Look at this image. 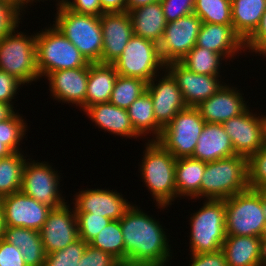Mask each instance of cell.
<instances>
[{
    "instance_id": "1",
    "label": "cell",
    "mask_w": 266,
    "mask_h": 266,
    "mask_svg": "<svg viewBox=\"0 0 266 266\" xmlns=\"http://www.w3.org/2000/svg\"><path fill=\"white\" fill-rule=\"evenodd\" d=\"M135 205L120 220L125 258L145 264L167 265L172 258V252L165 229L153 216L147 215Z\"/></svg>"
},
{
    "instance_id": "2",
    "label": "cell",
    "mask_w": 266,
    "mask_h": 266,
    "mask_svg": "<svg viewBox=\"0 0 266 266\" xmlns=\"http://www.w3.org/2000/svg\"><path fill=\"white\" fill-rule=\"evenodd\" d=\"M140 174L142 182L151 192L158 208H166L177 197L175 184L176 158L158 141H150L145 145Z\"/></svg>"
},
{
    "instance_id": "3",
    "label": "cell",
    "mask_w": 266,
    "mask_h": 266,
    "mask_svg": "<svg viewBox=\"0 0 266 266\" xmlns=\"http://www.w3.org/2000/svg\"><path fill=\"white\" fill-rule=\"evenodd\" d=\"M249 189L247 158L234 155L206 162L200 185V199H227Z\"/></svg>"
},
{
    "instance_id": "4",
    "label": "cell",
    "mask_w": 266,
    "mask_h": 266,
    "mask_svg": "<svg viewBox=\"0 0 266 266\" xmlns=\"http://www.w3.org/2000/svg\"><path fill=\"white\" fill-rule=\"evenodd\" d=\"M53 25L80 51L89 63H101L103 48L100 16L77 14L57 5Z\"/></svg>"
},
{
    "instance_id": "5",
    "label": "cell",
    "mask_w": 266,
    "mask_h": 266,
    "mask_svg": "<svg viewBox=\"0 0 266 266\" xmlns=\"http://www.w3.org/2000/svg\"><path fill=\"white\" fill-rule=\"evenodd\" d=\"M39 76L65 69L89 67V62L54 25L36 33Z\"/></svg>"
},
{
    "instance_id": "6",
    "label": "cell",
    "mask_w": 266,
    "mask_h": 266,
    "mask_svg": "<svg viewBox=\"0 0 266 266\" xmlns=\"http://www.w3.org/2000/svg\"><path fill=\"white\" fill-rule=\"evenodd\" d=\"M225 199H206L190 217L191 254L221 250L226 234Z\"/></svg>"
},
{
    "instance_id": "7",
    "label": "cell",
    "mask_w": 266,
    "mask_h": 266,
    "mask_svg": "<svg viewBox=\"0 0 266 266\" xmlns=\"http://www.w3.org/2000/svg\"><path fill=\"white\" fill-rule=\"evenodd\" d=\"M227 236L263 237L266 219L262 206V190L247 189L225 199Z\"/></svg>"
},
{
    "instance_id": "8",
    "label": "cell",
    "mask_w": 266,
    "mask_h": 266,
    "mask_svg": "<svg viewBox=\"0 0 266 266\" xmlns=\"http://www.w3.org/2000/svg\"><path fill=\"white\" fill-rule=\"evenodd\" d=\"M25 34L14 29L0 39V70L13 75L23 84H29L36 82L40 76L37 69L36 34Z\"/></svg>"
},
{
    "instance_id": "9",
    "label": "cell",
    "mask_w": 266,
    "mask_h": 266,
    "mask_svg": "<svg viewBox=\"0 0 266 266\" xmlns=\"http://www.w3.org/2000/svg\"><path fill=\"white\" fill-rule=\"evenodd\" d=\"M112 65L118 75L137 77L147 83L166 68L160 57L159 45L134 34Z\"/></svg>"
},
{
    "instance_id": "10",
    "label": "cell",
    "mask_w": 266,
    "mask_h": 266,
    "mask_svg": "<svg viewBox=\"0 0 266 266\" xmlns=\"http://www.w3.org/2000/svg\"><path fill=\"white\" fill-rule=\"evenodd\" d=\"M205 125L196 107H186L163 128L157 140L176 159L191 157Z\"/></svg>"
},
{
    "instance_id": "11",
    "label": "cell",
    "mask_w": 266,
    "mask_h": 266,
    "mask_svg": "<svg viewBox=\"0 0 266 266\" xmlns=\"http://www.w3.org/2000/svg\"><path fill=\"white\" fill-rule=\"evenodd\" d=\"M26 160L22 172L21 191L50 209H60L65 202L60 193V176L48 162Z\"/></svg>"
},
{
    "instance_id": "12",
    "label": "cell",
    "mask_w": 266,
    "mask_h": 266,
    "mask_svg": "<svg viewBox=\"0 0 266 266\" xmlns=\"http://www.w3.org/2000/svg\"><path fill=\"white\" fill-rule=\"evenodd\" d=\"M257 116L248 108L222 124L236 155L248 158L265 145L266 116Z\"/></svg>"
},
{
    "instance_id": "13",
    "label": "cell",
    "mask_w": 266,
    "mask_h": 266,
    "mask_svg": "<svg viewBox=\"0 0 266 266\" xmlns=\"http://www.w3.org/2000/svg\"><path fill=\"white\" fill-rule=\"evenodd\" d=\"M202 25V20L196 14L167 23L159 45L162 61H180L195 45Z\"/></svg>"
},
{
    "instance_id": "14",
    "label": "cell",
    "mask_w": 266,
    "mask_h": 266,
    "mask_svg": "<svg viewBox=\"0 0 266 266\" xmlns=\"http://www.w3.org/2000/svg\"><path fill=\"white\" fill-rule=\"evenodd\" d=\"M0 203L5 227H23L40 231L52 210L22 191L0 198Z\"/></svg>"
},
{
    "instance_id": "15",
    "label": "cell",
    "mask_w": 266,
    "mask_h": 266,
    "mask_svg": "<svg viewBox=\"0 0 266 266\" xmlns=\"http://www.w3.org/2000/svg\"><path fill=\"white\" fill-rule=\"evenodd\" d=\"M163 72V76L156 75L148 82L146 90L153 101L156 122L162 128L167 126L179 111L187 107L175 78L166 68Z\"/></svg>"
},
{
    "instance_id": "16",
    "label": "cell",
    "mask_w": 266,
    "mask_h": 266,
    "mask_svg": "<svg viewBox=\"0 0 266 266\" xmlns=\"http://www.w3.org/2000/svg\"><path fill=\"white\" fill-rule=\"evenodd\" d=\"M166 69L177 81L187 107H197L215 94L224 83H220L221 76L196 74L180 61L167 63Z\"/></svg>"
},
{
    "instance_id": "17",
    "label": "cell",
    "mask_w": 266,
    "mask_h": 266,
    "mask_svg": "<svg viewBox=\"0 0 266 266\" xmlns=\"http://www.w3.org/2000/svg\"><path fill=\"white\" fill-rule=\"evenodd\" d=\"M69 207L66 203L60 209H52L39 231L46 254L63 250L79 238L76 212Z\"/></svg>"
},
{
    "instance_id": "18",
    "label": "cell",
    "mask_w": 266,
    "mask_h": 266,
    "mask_svg": "<svg viewBox=\"0 0 266 266\" xmlns=\"http://www.w3.org/2000/svg\"><path fill=\"white\" fill-rule=\"evenodd\" d=\"M73 202L76 213H91L111 220H121L132 206L119 192L107 189L79 191Z\"/></svg>"
},
{
    "instance_id": "19",
    "label": "cell",
    "mask_w": 266,
    "mask_h": 266,
    "mask_svg": "<svg viewBox=\"0 0 266 266\" xmlns=\"http://www.w3.org/2000/svg\"><path fill=\"white\" fill-rule=\"evenodd\" d=\"M103 48L102 64H113L122 54L133 35L132 21L128 12H105L100 15Z\"/></svg>"
},
{
    "instance_id": "20",
    "label": "cell",
    "mask_w": 266,
    "mask_h": 266,
    "mask_svg": "<svg viewBox=\"0 0 266 266\" xmlns=\"http://www.w3.org/2000/svg\"><path fill=\"white\" fill-rule=\"evenodd\" d=\"M242 95L244 94H241L236 87L225 83L215 94L201 102L196 108L205 122L223 124L250 108Z\"/></svg>"
},
{
    "instance_id": "21",
    "label": "cell",
    "mask_w": 266,
    "mask_h": 266,
    "mask_svg": "<svg viewBox=\"0 0 266 266\" xmlns=\"http://www.w3.org/2000/svg\"><path fill=\"white\" fill-rule=\"evenodd\" d=\"M49 90L55 100L72 103L85 111L88 67L59 70L49 73Z\"/></svg>"
},
{
    "instance_id": "22",
    "label": "cell",
    "mask_w": 266,
    "mask_h": 266,
    "mask_svg": "<svg viewBox=\"0 0 266 266\" xmlns=\"http://www.w3.org/2000/svg\"><path fill=\"white\" fill-rule=\"evenodd\" d=\"M220 54L225 60L232 59L245 49L243 39L235 32L233 25L202 22L196 45Z\"/></svg>"
},
{
    "instance_id": "23",
    "label": "cell",
    "mask_w": 266,
    "mask_h": 266,
    "mask_svg": "<svg viewBox=\"0 0 266 266\" xmlns=\"http://www.w3.org/2000/svg\"><path fill=\"white\" fill-rule=\"evenodd\" d=\"M234 155L236 154L233 145L224 126L205 122L191 157L204 162H212Z\"/></svg>"
},
{
    "instance_id": "24",
    "label": "cell",
    "mask_w": 266,
    "mask_h": 266,
    "mask_svg": "<svg viewBox=\"0 0 266 266\" xmlns=\"http://www.w3.org/2000/svg\"><path fill=\"white\" fill-rule=\"evenodd\" d=\"M84 112L96 126L111 134L136 139L140 137L135 132L126 109L106 102L92 105Z\"/></svg>"
},
{
    "instance_id": "25",
    "label": "cell",
    "mask_w": 266,
    "mask_h": 266,
    "mask_svg": "<svg viewBox=\"0 0 266 266\" xmlns=\"http://www.w3.org/2000/svg\"><path fill=\"white\" fill-rule=\"evenodd\" d=\"M221 250L228 266H264L261 237L227 236Z\"/></svg>"
},
{
    "instance_id": "26",
    "label": "cell",
    "mask_w": 266,
    "mask_h": 266,
    "mask_svg": "<svg viewBox=\"0 0 266 266\" xmlns=\"http://www.w3.org/2000/svg\"><path fill=\"white\" fill-rule=\"evenodd\" d=\"M133 34L159 44L162 40L167 21L161 2H154L128 12Z\"/></svg>"
},
{
    "instance_id": "27",
    "label": "cell",
    "mask_w": 266,
    "mask_h": 266,
    "mask_svg": "<svg viewBox=\"0 0 266 266\" xmlns=\"http://www.w3.org/2000/svg\"><path fill=\"white\" fill-rule=\"evenodd\" d=\"M3 240L19 248L27 266H43L46 252L39 231L23 227H5Z\"/></svg>"
},
{
    "instance_id": "28",
    "label": "cell",
    "mask_w": 266,
    "mask_h": 266,
    "mask_svg": "<svg viewBox=\"0 0 266 266\" xmlns=\"http://www.w3.org/2000/svg\"><path fill=\"white\" fill-rule=\"evenodd\" d=\"M117 76L112 64H89L85 110L92 105L110 101Z\"/></svg>"
},
{
    "instance_id": "29",
    "label": "cell",
    "mask_w": 266,
    "mask_h": 266,
    "mask_svg": "<svg viewBox=\"0 0 266 266\" xmlns=\"http://www.w3.org/2000/svg\"><path fill=\"white\" fill-rule=\"evenodd\" d=\"M206 168V162L192 157L176 159L175 184L177 197L200 198V185Z\"/></svg>"
},
{
    "instance_id": "30",
    "label": "cell",
    "mask_w": 266,
    "mask_h": 266,
    "mask_svg": "<svg viewBox=\"0 0 266 266\" xmlns=\"http://www.w3.org/2000/svg\"><path fill=\"white\" fill-rule=\"evenodd\" d=\"M266 10V0H231L232 25L245 41L257 28Z\"/></svg>"
},
{
    "instance_id": "31",
    "label": "cell",
    "mask_w": 266,
    "mask_h": 266,
    "mask_svg": "<svg viewBox=\"0 0 266 266\" xmlns=\"http://www.w3.org/2000/svg\"><path fill=\"white\" fill-rule=\"evenodd\" d=\"M130 122L135 132L143 137L152 134L150 141H157L163 128L156 122L153 110V101L146 91L139 96L127 109ZM143 135V136H142Z\"/></svg>"
},
{
    "instance_id": "32",
    "label": "cell",
    "mask_w": 266,
    "mask_h": 266,
    "mask_svg": "<svg viewBox=\"0 0 266 266\" xmlns=\"http://www.w3.org/2000/svg\"><path fill=\"white\" fill-rule=\"evenodd\" d=\"M23 152L0 158V198L21 191L22 172L26 162Z\"/></svg>"
},
{
    "instance_id": "33",
    "label": "cell",
    "mask_w": 266,
    "mask_h": 266,
    "mask_svg": "<svg viewBox=\"0 0 266 266\" xmlns=\"http://www.w3.org/2000/svg\"><path fill=\"white\" fill-rule=\"evenodd\" d=\"M224 58L209 49L194 46L180 62L196 74L220 76V65Z\"/></svg>"
},
{
    "instance_id": "34",
    "label": "cell",
    "mask_w": 266,
    "mask_h": 266,
    "mask_svg": "<svg viewBox=\"0 0 266 266\" xmlns=\"http://www.w3.org/2000/svg\"><path fill=\"white\" fill-rule=\"evenodd\" d=\"M147 84L146 81L137 77L118 75L109 102L127 110L139 96L146 92Z\"/></svg>"
},
{
    "instance_id": "35",
    "label": "cell",
    "mask_w": 266,
    "mask_h": 266,
    "mask_svg": "<svg viewBox=\"0 0 266 266\" xmlns=\"http://www.w3.org/2000/svg\"><path fill=\"white\" fill-rule=\"evenodd\" d=\"M193 13L204 23L232 25L231 0H195Z\"/></svg>"
},
{
    "instance_id": "36",
    "label": "cell",
    "mask_w": 266,
    "mask_h": 266,
    "mask_svg": "<svg viewBox=\"0 0 266 266\" xmlns=\"http://www.w3.org/2000/svg\"><path fill=\"white\" fill-rule=\"evenodd\" d=\"M89 245L111 254L116 259H124L125 246L120 220H111Z\"/></svg>"
},
{
    "instance_id": "37",
    "label": "cell",
    "mask_w": 266,
    "mask_h": 266,
    "mask_svg": "<svg viewBox=\"0 0 266 266\" xmlns=\"http://www.w3.org/2000/svg\"><path fill=\"white\" fill-rule=\"evenodd\" d=\"M19 113L14 112L9 118L0 122V141L12 151H20V141L24 139L28 129L26 121Z\"/></svg>"
},
{
    "instance_id": "38",
    "label": "cell",
    "mask_w": 266,
    "mask_h": 266,
    "mask_svg": "<svg viewBox=\"0 0 266 266\" xmlns=\"http://www.w3.org/2000/svg\"><path fill=\"white\" fill-rule=\"evenodd\" d=\"M87 245L86 242L78 238L63 250L46 254L43 266H77Z\"/></svg>"
},
{
    "instance_id": "39",
    "label": "cell",
    "mask_w": 266,
    "mask_h": 266,
    "mask_svg": "<svg viewBox=\"0 0 266 266\" xmlns=\"http://www.w3.org/2000/svg\"><path fill=\"white\" fill-rule=\"evenodd\" d=\"M250 189L266 190V144L247 158Z\"/></svg>"
},
{
    "instance_id": "40",
    "label": "cell",
    "mask_w": 266,
    "mask_h": 266,
    "mask_svg": "<svg viewBox=\"0 0 266 266\" xmlns=\"http://www.w3.org/2000/svg\"><path fill=\"white\" fill-rule=\"evenodd\" d=\"M79 238L89 244L108 226L110 218L93 215L91 213H76Z\"/></svg>"
},
{
    "instance_id": "41",
    "label": "cell",
    "mask_w": 266,
    "mask_h": 266,
    "mask_svg": "<svg viewBox=\"0 0 266 266\" xmlns=\"http://www.w3.org/2000/svg\"><path fill=\"white\" fill-rule=\"evenodd\" d=\"M21 13L13 4L0 0V39L14 29L18 30Z\"/></svg>"
},
{
    "instance_id": "42",
    "label": "cell",
    "mask_w": 266,
    "mask_h": 266,
    "mask_svg": "<svg viewBox=\"0 0 266 266\" xmlns=\"http://www.w3.org/2000/svg\"><path fill=\"white\" fill-rule=\"evenodd\" d=\"M167 23L193 14L195 0H161Z\"/></svg>"
},
{
    "instance_id": "43",
    "label": "cell",
    "mask_w": 266,
    "mask_h": 266,
    "mask_svg": "<svg viewBox=\"0 0 266 266\" xmlns=\"http://www.w3.org/2000/svg\"><path fill=\"white\" fill-rule=\"evenodd\" d=\"M244 45L243 51L248 49V52H255L266 57V10L255 31L244 41Z\"/></svg>"
},
{
    "instance_id": "44",
    "label": "cell",
    "mask_w": 266,
    "mask_h": 266,
    "mask_svg": "<svg viewBox=\"0 0 266 266\" xmlns=\"http://www.w3.org/2000/svg\"><path fill=\"white\" fill-rule=\"evenodd\" d=\"M115 260L111 254L88 244L77 266H111Z\"/></svg>"
},
{
    "instance_id": "45",
    "label": "cell",
    "mask_w": 266,
    "mask_h": 266,
    "mask_svg": "<svg viewBox=\"0 0 266 266\" xmlns=\"http://www.w3.org/2000/svg\"><path fill=\"white\" fill-rule=\"evenodd\" d=\"M21 85L23 83L16 77L0 70V102L9 104L14 108L12 99H15L17 90L20 89Z\"/></svg>"
},
{
    "instance_id": "46",
    "label": "cell",
    "mask_w": 266,
    "mask_h": 266,
    "mask_svg": "<svg viewBox=\"0 0 266 266\" xmlns=\"http://www.w3.org/2000/svg\"><path fill=\"white\" fill-rule=\"evenodd\" d=\"M63 5L77 14L100 16L105 13L100 0H67Z\"/></svg>"
},
{
    "instance_id": "47",
    "label": "cell",
    "mask_w": 266,
    "mask_h": 266,
    "mask_svg": "<svg viewBox=\"0 0 266 266\" xmlns=\"http://www.w3.org/2000/svg\"><path fill=\"white\" fill-rule=\"evenodd\" d=\"M0 266H27L19 248L3 239L0 240Z\"/></svg>"
},
{
    "instance_id": "48",
    "label": "cell",
    "mask_w": 266,
    "mask_h": 266,
    "mask_svg": "<svg viewBox=\"0 0 266 266\" xmlns=\"http://www.w3.org/2000/svg\"><path fill=\"white\" fill-rule=\"evenodd\" d=\"M190 266H228L222 250L216 252L191 254Z\"/></svg>"
},
{
    "instance_id": "49",
    "label": "cell",
    "mask_w": 266,
    "mask_h": 266,
    "mask_svg": "<svg viewBox=\"0 0 266 266\" xmlns=\"http://www.w3.org/2000/svg\"><path fill=\"white\" fill-rule=\"evenodd\" d=\"M104 12H125L126 0H100Z\"/></svg>"
},
{
    "instance_id": "50",
    "label": "cell",
    "mask_w": 266,
    "mask_h": 266,
    "mask_svg": "<svg viewBox=\"0 0 266 266\" xmlns=\"http://www.w3.org/2000/svg\"><path fill=\"white\" fill-rule=\"evenodd\" d=\"M161 0H126V12Z\"/></svg>"
},
{
    "instance_id": "51",
    "label": "cell",
    "mask_w": 266,
    "mask_h": 266,
    "mask_svg": "<svg viewBox=\"0 0 266 266\" xmlns=\"http://www.w3.org/2000/svg\"><path fill=\"white\" fill-rule=\"evenodd\" d=\"M145 263L124 258V259H116L111 266H145Z\"/></svg>"
},
{
    "instance_id": "52",
    "label": "cell",
    "mask_w": 266,
    "mask_h": 266,
    "mask_svg": "<svg viewBox=\"0 0 266 266\" xmlns=\"http://www.w3.org/2000/svg\"><path fill=\"white\" fill-rule=\"evenodd\" d=\"M14 112V109L9 104L0 102V122L9 118Z\"/></svg>"
},
{
    "instance_id": "53",
    "label": "cell",
    "mask_w": 266,
    "mask_h": 266,
    "mask_svg": "<svg viewBox=\"0 0 266 266\" xmlns=\"http://www.w3.org/2000/svg\"><path fill=\"white\" fill-rule=\"evenodd\" d=\"M4 1L13 4L16 8H18L22 12V14H23L22 10L28 6V3L30 2L29 4H32L31 0H4Z\"/></svg>"
},
{
    "instance_id": "54",
    "label": "cell",
    "mask_w": 266,
    "mask_h": 266,
    "mask_svg": "<svg viewBox=\"0 0 266 266\" xmlns=\"http://www.w3.org/2000/svg\"><path fill=\"white\" fill-rule=\"evenodd\" d=\"M13 153L4 143L0 141V158H4Z\"/></svg>"
},
{
    "instance_id": "55",
    "label": "cell",
    "mask_w": 266,
    "mask_h": 266,
    "mask_svg": "<svg viewBox=\"0 0 266 266\" xmlns=\"http://www.w3.org/2000/svg\"><path fill=\"white\" fill-rule=\"evenodd\" d=\"M4 229H5L4 213H3L2 205L0 203V240L3 239Z\"/></svg>"
},
{
    "instance_id": "56",
    "label": "cell",
    "mask_w": 266,
    "mask_h": 266,
    "mask_svg": "<svg viewBox=\"0 0 266 266\" xmlns=\"http://www.w3.org/2000/svg\"><path fill=\"white\" fill-rule=\"evenodd\" d=\"M262 247H263V261H264V266H266V233L262 237Z\"/></svg>"
},
{
    "instance_id": "57",
    "label": "cell",
    "mask_w": 266,
    "mask_h": 266,
    "mask_svg": "<svg viewBox=\"0 0 266 266\" xmlns=\"http://www.w3.org/2000/svg\"><path fill=\"white\" fill-rule=\"evenodd\" d=\"M262 206H263V213L266 219V190H262Z\"/></svg>"
},
{
    "instance_id": "58",
    "label": "cell",
    "mask_w": 266,
    "mask_h": 266,
    "mask_svg": "<svg viewBox=\"0 0 266 266\" xmlns=\"http://www.w3.org/2000/svg\"><path fill=\"white\" fill-rule=\"evenodd\" d=\"M31 1H32V4H33L34 1L36 2V1H39V0H31ZM40 1H42V0H40ZM43 1H44V0H43ZM56 1H57V3H58V4L56 3V5H63L67 0H59V1L56 0Z\"/></svg>"
},
{
    "instance_id": "59",
    "label": "cell",
    "mask_w": 266,
    "mask_h": 266,
    "mask_svg": "<svg viewBox=\"0 0 266 266\" xmlns=\"http://www.w3.org/2000/svg\"><path fill=\"white\" fill-rule=\"evenodd\" d=\"M145 266H166L164 264H146Z\"/></svg>"
}]
</instances>
